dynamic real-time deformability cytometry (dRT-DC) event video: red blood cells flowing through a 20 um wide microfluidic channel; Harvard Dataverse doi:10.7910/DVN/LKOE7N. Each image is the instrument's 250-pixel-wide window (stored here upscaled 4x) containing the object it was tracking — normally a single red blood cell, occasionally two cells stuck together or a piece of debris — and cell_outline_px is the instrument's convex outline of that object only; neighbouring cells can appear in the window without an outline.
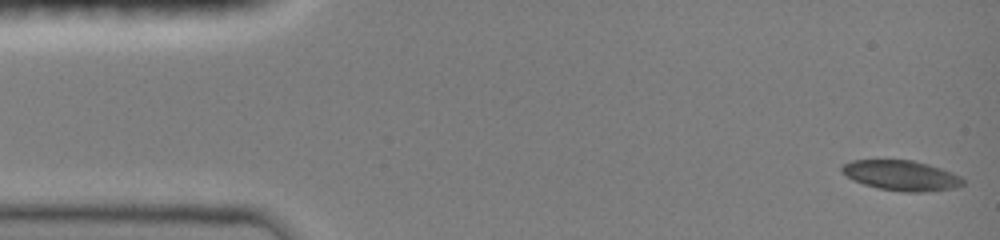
{"species": "common noctule bat (a hibernating species)", "species_latin": "Nyctalus noctula", "temperature_condition": "room temperature", "stored_images_in_passage": 47, "camera_frame_rate_fps": 3000, "um_per_image_px": 0.085, "animal": {"sex": "female", "body_mass_g": 19.0, "forearm_length_mm": 51.5}, "frame": {"image": 1, "passage_image": 1, "time_ms": 0.0, "image_size_px": [1000, 240], "cell_outline_px": [[964, 184], [956, 188], [924, 192], [904, 192], [880, 188], [864, 184], [852, 180], [840, 172], [840, 168], [844, 164], [852, 160], [912, 160], [928, 164], [952, 172], [960, 176], [964, 180]], "centroid_in_image_um": [76.61, 14.92], "position_along_channel_um": 8.4, "area_um2": 21.33}}
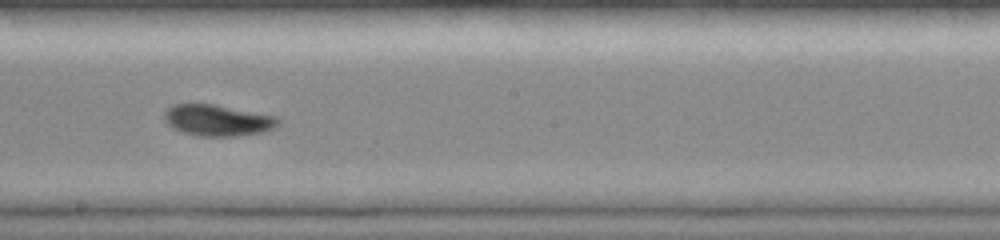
{"frame": {"image": 2, "passage_image": 26, "time_ms": 8.333, "image_size_px": [1000, 240], "cell_outline_px": [[280, 124], [264, 132], [236, 136], [200, 136], [184, 132], [172, 128], [164, 120], [164, 112], [168, 108], [176, 104], [212, 104], [276, 116], [280, 120]], "centroid_in_image_um": [18.5, 10.23], "position_along_channel_um": 229.7, "area_um2": 20.58}}
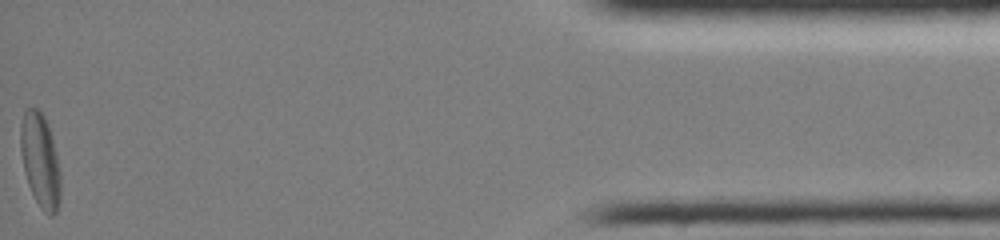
{"frame": {"image": 3, "passage_image": 47, "time_ms": 15.333, "image_size_px": [1000, 240], "cell_outline_px": [[60, 200], [56, 212], [52, 216], [48, 216], [40, 208], [28, 184], [24, 172], [20, 152], [20, 128], [24, 108], [36, 108], [44, 116], [48, 124], [52, 136], [60, 172]], "centroid_in_image_um": [3.41, 13.64], "position_along_channel_um": 431.8, "area_um2": 22.08}, "authors_computed_cell_mechanics": {"area_um2": 20.8658, "velocity_mm_per_s": 4.042, "shape_relaxation_time_tau1_ms": 3.937, "shape_relaxation_time_tau2_ms": 8.0042, "deformation_change_tau1": 0.1357, "deformation_change_tau2": 0.0957}}